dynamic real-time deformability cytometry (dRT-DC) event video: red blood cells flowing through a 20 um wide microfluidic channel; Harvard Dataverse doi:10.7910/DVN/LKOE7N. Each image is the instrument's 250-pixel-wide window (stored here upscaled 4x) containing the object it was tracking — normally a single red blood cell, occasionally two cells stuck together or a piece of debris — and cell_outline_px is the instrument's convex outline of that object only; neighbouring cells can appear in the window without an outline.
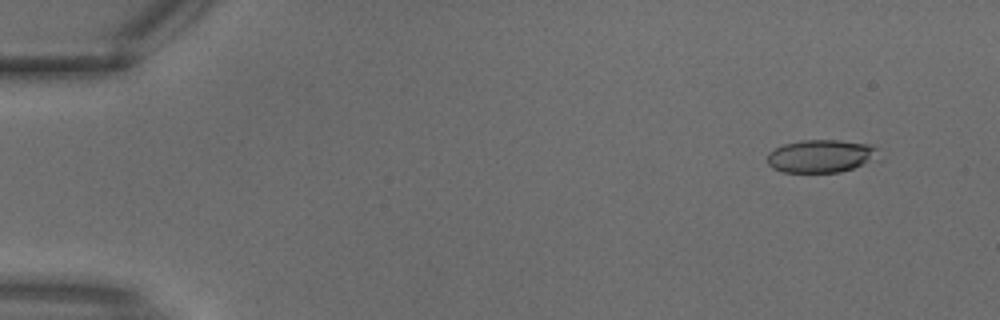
{"species": "common noctule bat (a hibernating species)", "species_latin": "Nyctalus noctula", "temperature_condition": "warm", "stored_images_in_passage": 3, "camera_frame_rate_fps": 3000, "um_per_image_px": 0.085, "animal": {"sex": "male", "body_mass_g": 18.8}, "frame": {"image": 1, "passage_image": 1, "time_ms": 0.0, "image_size_px": [1000, 320], "cell_outline_px": [[880, 160], [840, 172], [784, 172], [772, 168], [768, 164], [768, 152], [784, 144], [800, 140], [840, 140], [868, 144], [876, 148]], "centroid_in_image_um": [69.82, 13.27], "position_along_channel_um": 15.2, "area_um2": 21.5}}
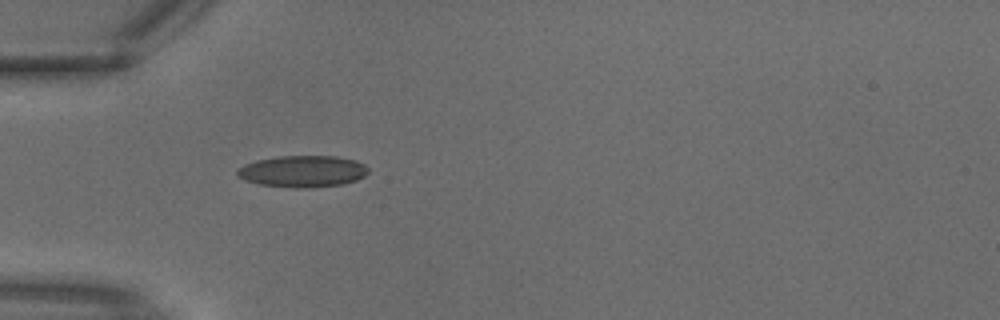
{"frame": {"image": 2, "passage_image": 3, "time_ms": 0.667, "image_size_px": [1000, 320], "cell_outline_px": [[368, 172], [364, 176], [356, 180], [344, 184], [308, 188], [296, 188], [260, 184], [244, 180], [236, 176], [236, 172], [244, 164], [256, 160], [276, 156], [336, 156], [356, 160], [364, 164], [368, 168]], "centroid_in_image_um": [25.73, 14.56], "position_along_channel_um": 59.3, "area_um2": 24.28}}